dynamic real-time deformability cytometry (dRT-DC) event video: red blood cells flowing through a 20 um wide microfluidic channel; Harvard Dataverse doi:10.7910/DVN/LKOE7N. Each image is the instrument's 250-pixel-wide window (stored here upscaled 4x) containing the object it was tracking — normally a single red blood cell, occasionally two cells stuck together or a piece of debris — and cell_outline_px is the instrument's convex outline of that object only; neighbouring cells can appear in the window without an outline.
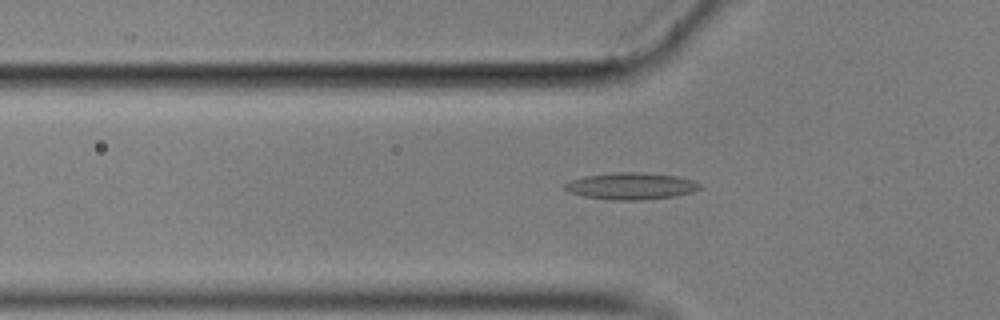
{"species": "common noctule bat (a hibernating species)", "species_latin": "Nyctalus noctula", "temperature_condition": "cold", "stored_images_in_passage": 44, "camera_frame_rate_fps": 3000, "um_per_image_px": 0.085, "animal": {"sex": "male", "body_mass_g": 17.9}, "frame": {"image": 1, "passage_image": 6, "time_ms": 1.667, "image_size_px": [1000, 320], "cell_outline_px": [[700, 188], [692, 192], [672, 196], [640, 200], [612, 200], [584, 196], [572, 192], [564, 188], [564, 184], [572, 180], [584, 176], [616, 172], [636, 172], [676, 176], [692, 180], [700, 184]], "centroid_in_image_um": [53.63, 15.81], "position_along_channel_um": 72.2, "area_um2": 20.69}}
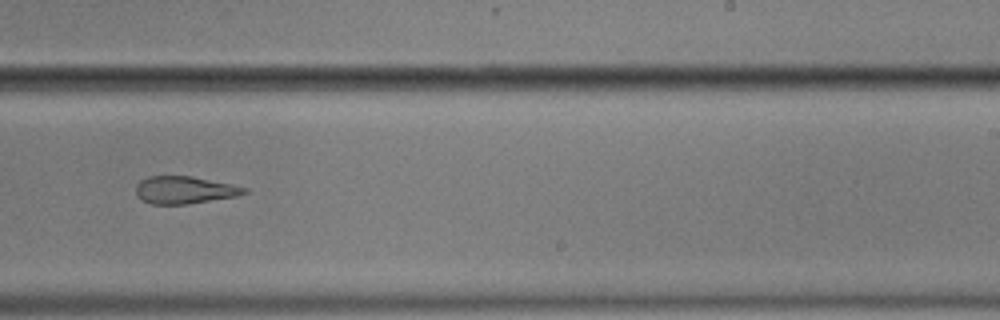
{"frame": {"image": 2, "passage_image": 23, "time_ms": 7.333, "image_size_px": [1000, 320], "cell_outline_px": [[248, 192], [236, 196], [184, 204], [152, 204], [136, 196], [136, 184], [140, 180], [148, 176], [192, 176], [232, 184], [248, 188]], "centroid_in_image_um": [15.67, 16.13], "position_along_channel_um": 273.3, "area_um2": 17.22}}
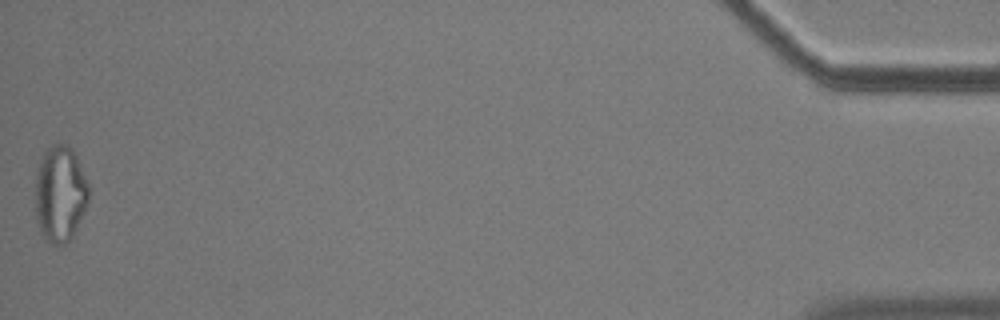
{"frame": {"image": 3, "passage_image": 44, "time_ms": 14.333, "image_size_px": [1000, 320], "cell_outline_px": [[88, 204], [72, 236], [64, 244], [56, 248], [44, 240], [40, 232], [36, 220], [36, 176], [40, 160], [44, 152], [52, 144], [68, 144], [72, 148], [80, 164], [88, 184]], "centroid_in_image_um": [5.1, 16.51], "position_along_channel_um": 430.1, "area_um2": 30.17}, "authors_computed_cell_mechanics": {"area_um2": 18.9006, "velocity_mm_per_s": 3.545, "shape_relaxation_time_tau1_ms": null, "shape_relaxation_time_tau2_ms": 5.3944, "deformation_change_tau1": null, "deformation_change_tau2": 0.1645}}